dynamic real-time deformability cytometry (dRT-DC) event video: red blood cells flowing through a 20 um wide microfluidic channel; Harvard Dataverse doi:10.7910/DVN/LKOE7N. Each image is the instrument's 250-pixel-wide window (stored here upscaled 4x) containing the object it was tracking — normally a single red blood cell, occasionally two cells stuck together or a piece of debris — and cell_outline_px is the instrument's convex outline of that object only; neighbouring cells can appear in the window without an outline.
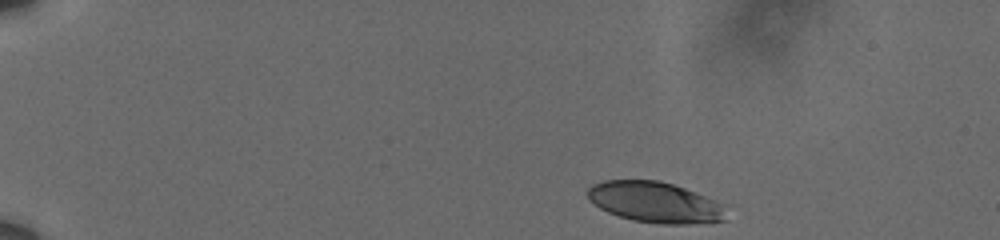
{"species": "human", "species_latin": "Homo sapiens", "temperature_condition": "cold", "stored_images_in_passage": 50, "camera_frame_rate_fps": 3000, "um_per_image_px": 0.085, "donor": {"sex": "male"}, "frame": {"image": 1, "passage_image": 1, "time_ms": 0.0, "image_size_px": [1000, 240], "cell_outline_px": [[724, 220], [692, 224], [664, 224], [632, 220], [608, 212], [600, 208], [588, 200], [588, 188], [592, 184], [604, 180], [660, 180], [696, 192], [716, 200], [720, 204]], "centroid_in_image_um": [55.61, 17.18], "position_along_channel_um": 29.4, "area_um2": 32.6}}
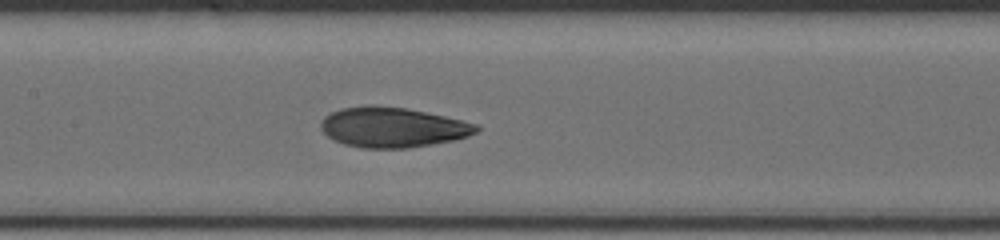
{"frame": {"image": 2, "passage_image": 22, "time_ms": 7.0, "image_size_px": [1000, 240], "cell_outline_px": [[480, 128], [476, 132], [468, 136], [452, 140], [432, 144], [408, 148], [360, 148], [344, 144], [328, 136], [320, 128], [320, 120], [324, 116], [340, 108], [372, 104], [404, 108], [444, 116], [480, 124]], "centroid_in_image_um": [33.35, 10.81], "position_along_channel_um": 174.0, "area_um2": 36.36}}
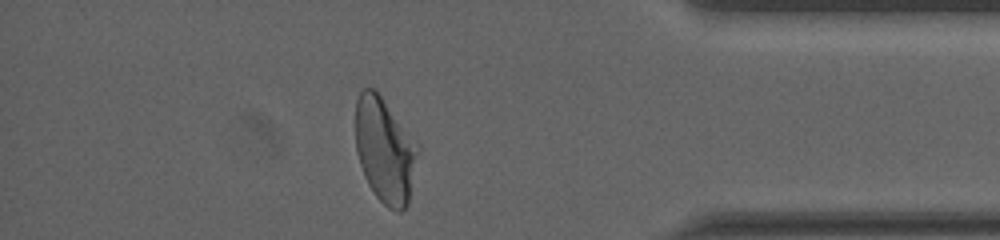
{"frame": {"image": 3, "passage_image": 43, "time_ms": 14.0, "image_size_px": [1000, 240], "cell_outline_px": [[420, 148], [408, 204], [400, 212], [396, 212], [388, 208], [376, 196], [368, 184], [364, 176], [356, 152], [356, 100], [360, 92], [364, 88], [376, 88], [420, 144]], "centroid_in_image_um": [32.74, 12.74], "position_along_channel_um": 402.5, "area_um2": 38.84}, "authors_computed_cell_mechanics": {"area_um2": 35.6048, "velocity_mm_per_s": 3.5967, "shape_relaxation_time_tau1_ms": 6.2038, "shape_relaxation_time_tau2_ms": 1.3837, "deformation_change_tau1": 0.1987, "deformation_change_tau2": 0.0694}}